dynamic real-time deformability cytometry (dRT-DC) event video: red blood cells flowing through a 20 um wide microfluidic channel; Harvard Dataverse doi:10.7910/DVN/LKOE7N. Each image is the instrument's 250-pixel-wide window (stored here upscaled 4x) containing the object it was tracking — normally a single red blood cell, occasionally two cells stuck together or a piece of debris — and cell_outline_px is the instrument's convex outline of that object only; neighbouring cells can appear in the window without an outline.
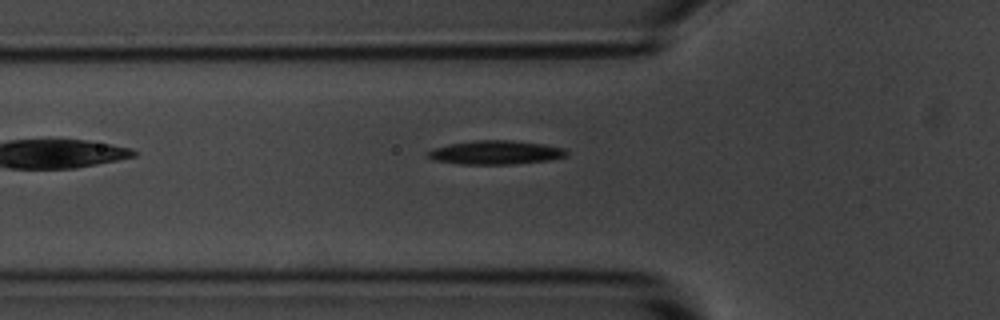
{"species": "common noctule bat (a hibernating species)", "species_latin": "Nyctalus noctula", "temperature_condition": "room temperature", "stored_images_in_passage": 3, "camera_frame_rate_fps": 3000, "um_per_image_px": 0.085, "animal": {"sex": "male", "body_mass_g": 20.1, "forearm_length_mm": 53.5}, "frame": {"image": 1, "passage_image": 3, "time_ms": 3.0, "image_size_px": [1000, 320], "cell_outline_px": [[568, 156], [552, 160], [512, 164], [460, 164], [432, 160], [424, 152], [432, 148], [452, 144], [476, 140], [512, 140], [544, 144], [564, 148], [568, 152]], "centroid_in_image_um": [42.14, 12.96], "position_along_channel_um": 83.7, "area_um2": 19.42}}